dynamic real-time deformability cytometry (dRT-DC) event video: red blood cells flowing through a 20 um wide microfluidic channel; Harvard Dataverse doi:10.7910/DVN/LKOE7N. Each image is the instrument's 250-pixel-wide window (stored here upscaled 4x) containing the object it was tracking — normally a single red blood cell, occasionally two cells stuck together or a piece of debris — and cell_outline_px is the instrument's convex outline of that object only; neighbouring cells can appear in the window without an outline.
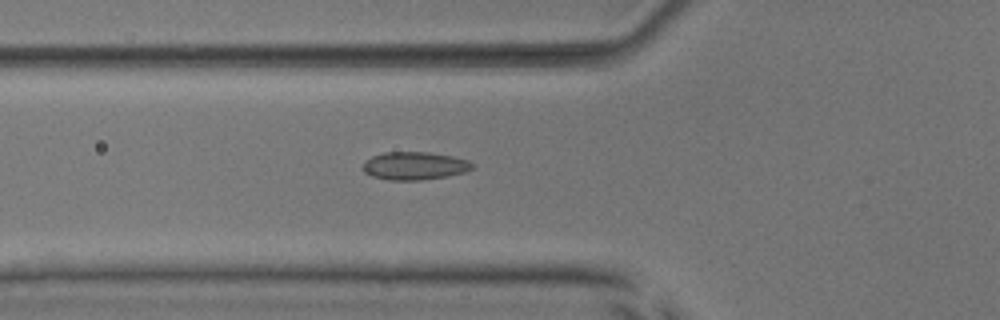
{"species": "common noctule bat (a hibernating species)", "species_latin": "Nyctalus noctula", "temperature_condition": "room temperature", "stored_images_in_passage": 48, "camera_frame_rate_fps": 3000, "um_per_image_px": 0.085, "animal": {"sex": "male", "body_mass_g": 17.9, "forearm_length_mm": 54.2}, "frame": {"image": 1, "passage_image": 19, "time_ms": 6.0, "image_size_px": [1000, 320], "cell_outline_px": [[476, 164], [472, 168], [464, 172], [448, 176], [420, 180], [388, 180], [372, 176], [364, 172], [360, 168], [372, 156], [384, 152], [428, 152], [452, 156], [468, 160]], "centroid_in_image_um": [35.24, 14.09], "position_along_channel_um": 90.6, "area_um2": 17.86}}
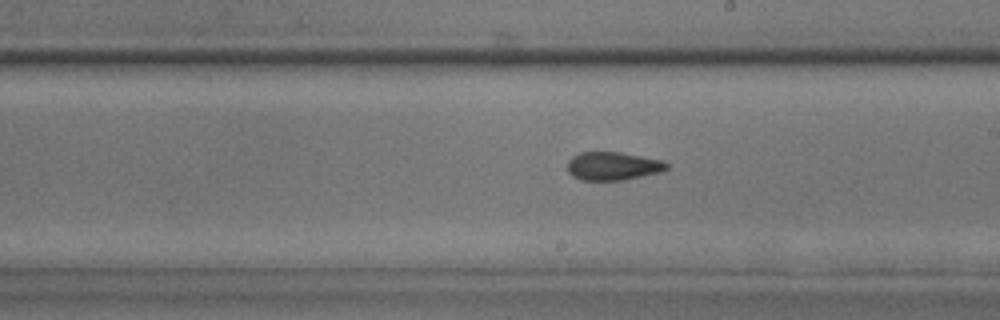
{"frame": {"image": 2, "passage_image": 30, "time_ms": 9.667, "image_size_px": [1000, 320], "cell_outline_px": [[668, 168], [660, 172], [624, 180], [580, 180], [572, 176], [568, 172], [568, 160], [572, 156], [580, 152], [620, 152], [664, 160], [668, 164]], "centroid_in_image_um": [52.09, 14.11], "position_along_channel_um": 236.9, "area_um2": 16.47}}
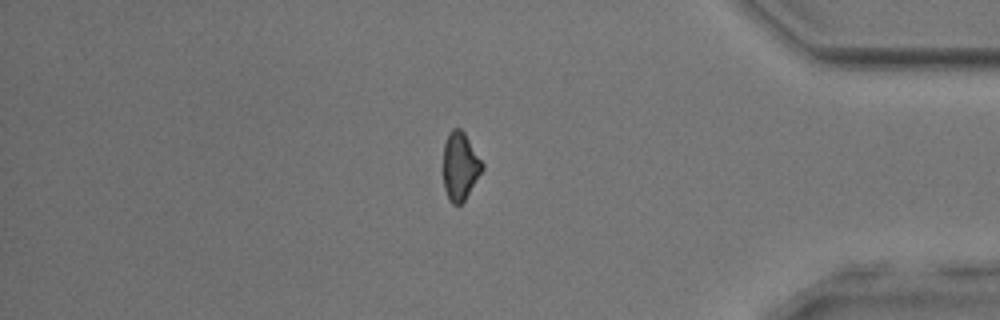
{"frame": {"image": 3, "passage_image": 44, "time_ms": 14.333, "image_size_px": [1000, 320], "cell_outline_px": [[484, 168], [464, 200], [460, 204], [452, 204], [448, 200], [444, 188], [444, 144], [448, 132], [452, 128], [460, 128], [464, 132], [484, 164]], "centroid_in_image_um": [39.1, 14.11], "position_along_channel_um": 396.1, "area_um2": 15.37}}